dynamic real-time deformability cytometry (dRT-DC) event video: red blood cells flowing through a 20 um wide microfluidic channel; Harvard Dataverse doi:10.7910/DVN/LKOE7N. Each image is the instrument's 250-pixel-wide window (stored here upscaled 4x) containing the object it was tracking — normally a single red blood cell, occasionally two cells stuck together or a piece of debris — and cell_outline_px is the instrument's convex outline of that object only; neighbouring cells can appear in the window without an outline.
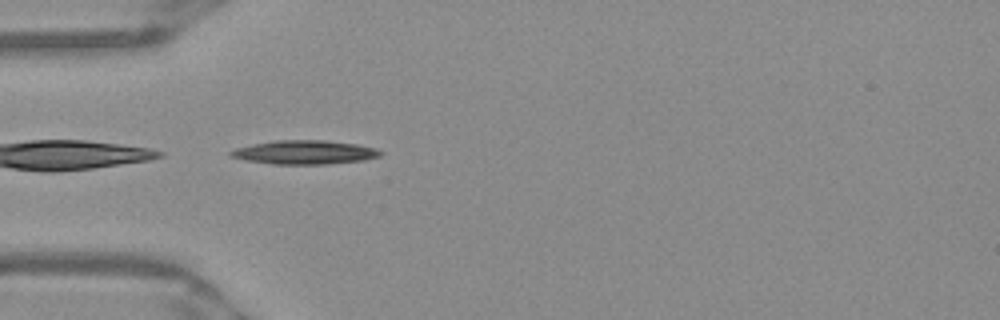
{"species": "Egyptian fruit bat (a non-hibernating species)", "species_latin": "Rousettus aegyptiacus", "temperature_condition": "warm", "stored_images_in_passage": 37, "camera_frame_rate_fps": 3000, "um_per_image_px": 0.085, "frame": {"image": 1, "passage_image": 1, "time_ms": 0.0, "image_size_px": [1000, 320], "cell_outline_px": [[384, 152], [380, 156], [364, 160], [328, 164], [272, 164], [248, 160], [228, 156], [228, 152], [236, 148], [252, 144], [276, 140], [324, 140], [356, 144], [376, 148]], "centroid_in_image_um": [25.9, 12.94], "position_along_channel_um": 59.1, "area_um2": 20.81}}
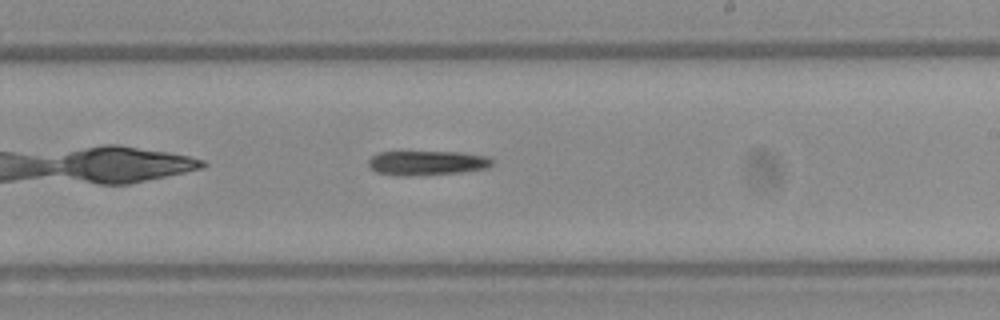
{"frame": {"image": 2, "passage_image": 16, "time_ms": 5.0, "image_size_px": [1000, 320], "cell_outline_px": [[496, 160], [488, 168], [460, 172], [408, 176], [396, 176], [376, 172], [368, 168], [368, 160], [372, 156], [380, 152], [460, 152], [488, 156]], "centroid_in_image_um": [36.29, 13.85], "position_along_channel_um": 252.7, "area_um2": 17.86}}
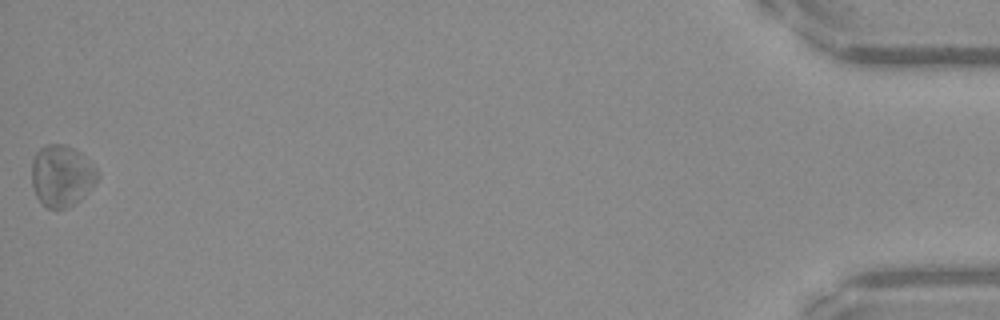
{"frame": {"image": 3, "passage_image": 37, "time_ms": 12.0, "image_size_px": [1000, 320], "cell_outline_px": [[100, 176], [88, 192], [80, 200], [68, 208], [48, 208], [40, 204], [36, 196], [32, 184], [32, 160], [36, 152], [44, 144], [64, 144], [72, 148], [88, 160], [96, 168]], "centroid_in_image_um": [5.22, 14.96], "position_along_channel_um": 430.0, "area_um2": 23.64}}